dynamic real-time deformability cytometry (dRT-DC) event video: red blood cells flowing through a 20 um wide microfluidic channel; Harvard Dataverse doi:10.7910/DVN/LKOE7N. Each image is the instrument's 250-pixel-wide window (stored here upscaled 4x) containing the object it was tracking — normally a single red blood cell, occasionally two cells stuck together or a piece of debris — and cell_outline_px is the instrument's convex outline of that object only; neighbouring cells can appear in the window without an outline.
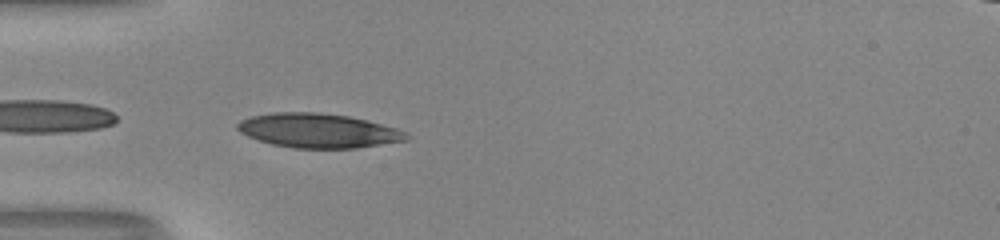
{"species": "human", "species_latin": "Homo sapiens", "temperature_condition": "room temperature", "stored_images_in_passage": 36, "camera_frame_rate_fps": 3000, "um_per_image_px": 0.085, "donor": {"sex": "male"}, "frame": {"image": 1, "passage_image": 1, "time_ms": 0.0, "image_size_px": [1000, 240], "cell_outline_px": [[412, 136], [408, 140], [356, 148], [292, 148], [272, 144], [248, 136], [240, 132], [236, 128], [236, 124], [240, 120], [252, 116], [272, 112], [320, 112], [348, 116], [396, 128]], "centroid_in_image_um": [27.03, 11.1], "position_along_channel_um": 58.0, "area_um2": 33.7}}
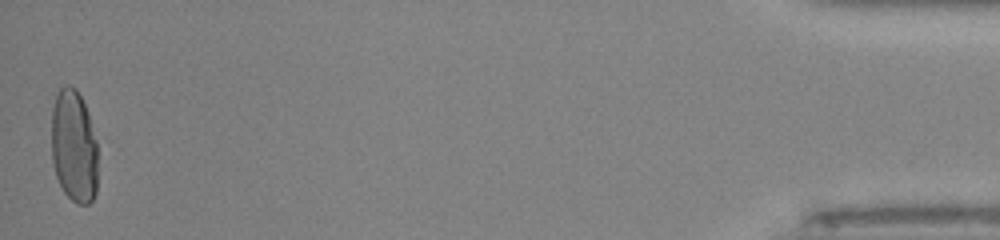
{"frame": {"image": 2, "passage_image": 36, "time_ms": 11.667, "image_size_px": [1000, 240], "cell_outline_px": [[96, 192], [92, 200], [88, 204], [76, 204], [64, 192], [56, 176], [52, 160], [52, 108], [56, 92], [64, 84], [68, 84], [76, 88], [88, 112], [96, 140]], "centroid_in_image_um": [6.26, 12.41], "position_along_channel_um": 428.9, "area_um2": 30.52}, "authors_computed_cell_mechanics": {"area_um2": 33.3795, "velocity_mm_per_s": 4.032, "shape_relaxation_time_tau1_ms": 3.3927, "shape_relaxation_time_tau2_ms": null, "deformation_change_tau1": 0.1879, "deformation_change_tau2": null}}